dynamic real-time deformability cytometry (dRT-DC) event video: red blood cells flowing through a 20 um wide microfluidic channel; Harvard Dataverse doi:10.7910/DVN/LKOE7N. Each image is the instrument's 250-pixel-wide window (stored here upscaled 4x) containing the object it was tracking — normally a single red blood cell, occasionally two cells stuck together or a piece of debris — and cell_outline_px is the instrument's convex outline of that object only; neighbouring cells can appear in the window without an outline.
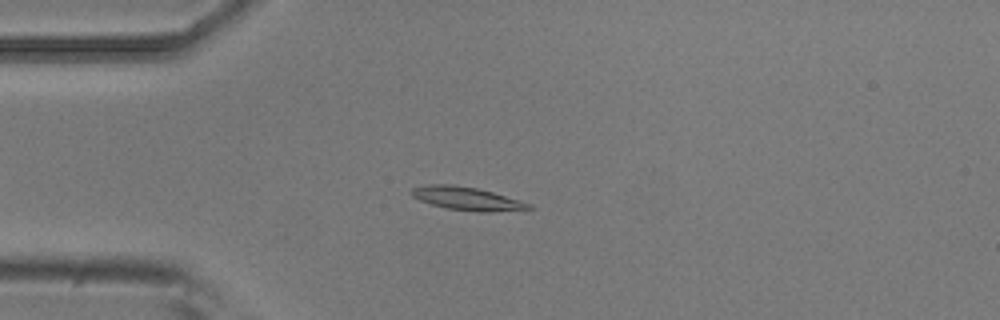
{"species": "common noctule bat (a hibernating species)", "species_latin": "Nyctalus noctula", "temperature_condition": "room temperature", "stored_images_in_passage": 4, "camera_frame_rate_fps": 3000, "um_per_image_px": 0.085, "animal": {"sex": "male", "body_mass_g": 20.5, "forearm_length_mm": 52.5}, "frame": {"image": 1, "passage_image": 3, "time_ms": 0.667, "image_size_px": [1000, 320], "cell_outline_px": [[536, 208], [488, 212], [480, 212], [448, 208], [432, 204], [420, 200], [412, 196], [412, 188], [428, 184], [452, 184], [476, 188], [492, 192], [532, 204]], "centroid_in_image_um": [39.7, 16.87], "position_along_channel_um": 45.3, "area_um2": 15.61}}